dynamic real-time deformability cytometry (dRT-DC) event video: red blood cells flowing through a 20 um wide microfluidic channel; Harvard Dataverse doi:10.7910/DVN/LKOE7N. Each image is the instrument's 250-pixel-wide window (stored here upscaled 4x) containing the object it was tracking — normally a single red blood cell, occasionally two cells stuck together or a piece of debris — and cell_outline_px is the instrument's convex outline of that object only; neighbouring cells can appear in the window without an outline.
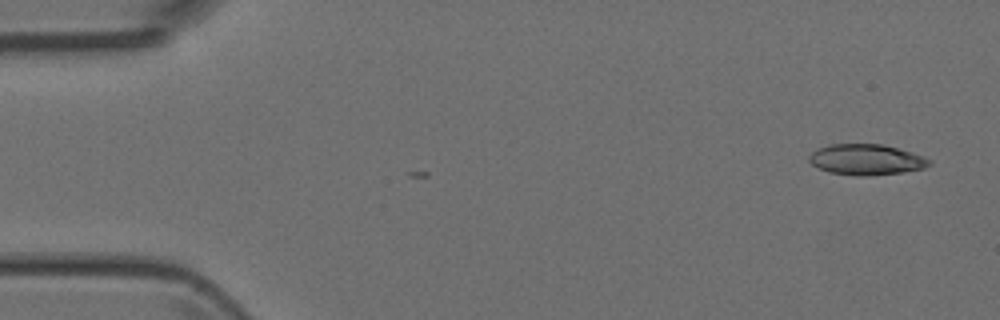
{"species": "Egyptian fruit bat (a non-hibernating species)", "species_latin": "Rousettus aegyptiacus", "temperature_condition": "room temperature", "stored_images_in_passage": 5, "camera_frame_rate_fps": 3000, "um_per_image_px": 0.085, "animal": {"sex": "female"}, "frame": {"image": 1, "passage_image": 1, "time_ms": 0.0, "image_size_px": [1000, 320], "cell_outline_px": [[932, 164], [924, 168], [904, 172], [868, 176], [856, 176], [828, 172], [812, 164], [808, 160], [808, 156], [816, 148], [832, 144], [884, 144], [912, 152], [924, 156], [932, 160]], "centroid_in_image_um": [73.65, 13.56], "position_along_channel_um": 11.3, "area_um2": 21.79}}
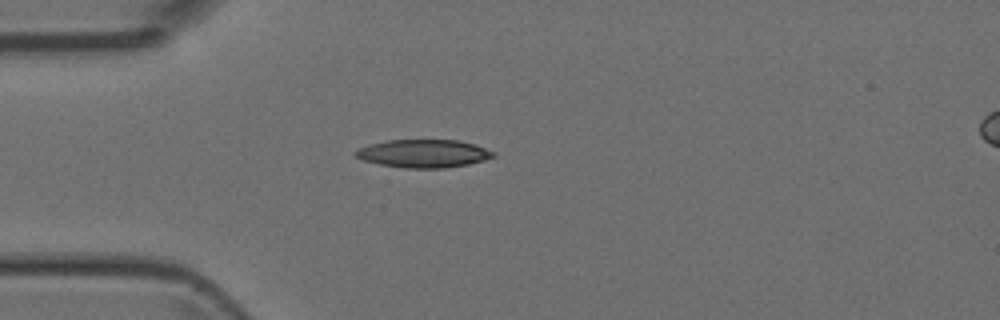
{"frame": {"image": 2, "passage_image": 4, "time_ms": 3.667, "image_size_px": [1000, 320], "cell_outline_px": [[496, 156], [484, 160], [468, 164], [444, 168], [404, 168], [380, 164], [364, 160], [356, 156], [352, 152], [356, 148], [368, 144], [388, 140], [460, 140], [476, 144], [496, 152]], "centroid_in_image_um": [36.01, 13.04], "position_along_channel_um": 49.0, "area_um2": 22.72}}